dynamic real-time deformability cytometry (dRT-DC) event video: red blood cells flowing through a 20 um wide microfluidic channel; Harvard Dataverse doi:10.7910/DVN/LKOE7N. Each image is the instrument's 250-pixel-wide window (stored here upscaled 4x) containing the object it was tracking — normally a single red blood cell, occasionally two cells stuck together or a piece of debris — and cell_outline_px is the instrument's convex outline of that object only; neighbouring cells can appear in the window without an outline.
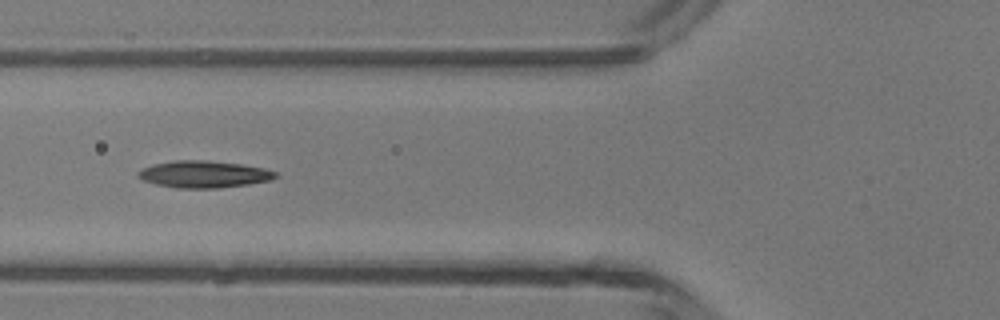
{"species": "common noctule bat (a hibernating species)", "species_latin": "Nyctalus noctula", "temperature_condition": "room temperature", "stored_images_in_passage": 35, "camera_frame_rate_fps": 3000, "um_per_image_px": 0.085, "animal": {"sex": "male", "body_mass_g": 13.3}, "frame": {"image": 1, "passage_image": 5, "time_ms": 1.333, "image_size_px": [1000, 320], "cell_outline_px": [[280, 176], [272, 180], [248, 184], [216, 188], [176, 188], [156, 184], [144, 180], [136, 176], [136, 172], [140, 168], [152, 164], [176, 160], [208, 160], [240, 164], [264, 168], [276, 172]], "centroid_in_image_um": [17.31, 14.8], "position_along_channel_um": 108.5, "area_um2": 21.73}}
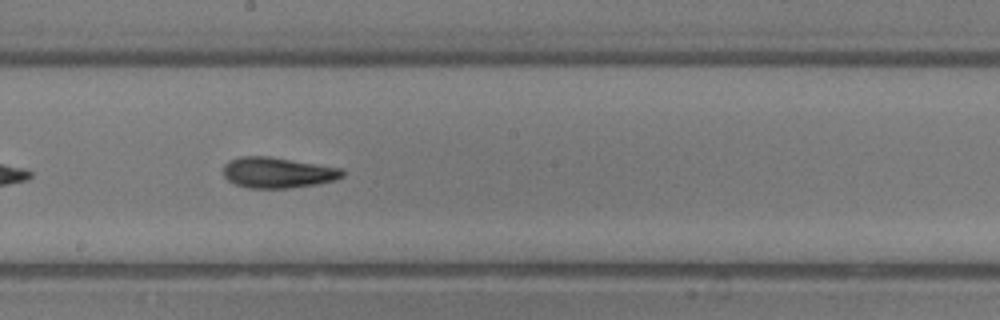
{"frame": {"image": 2, "passage_image": 13, "time_ms": 4.0, "image_size_px": [1000, 320], "cell_outline_px": [[344, 176], [336, 180], [316, 184], [288, 188], [248, 188], [236, 184], [228, 180], [224, 176], [224, 164], [228, 160], [240, 156], [268, 156], [344, 168]], "centroid_in_image_um": [23.62, 14.66], "position_along_channel_um": 224.6, "area_um2": 21.44}}
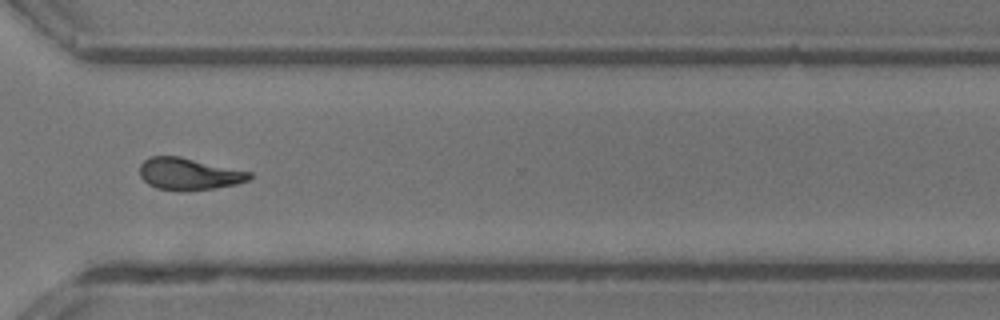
{"frame": {"image": 3, "passage_image": 22, "time_ms": 7.0, "image_size_px": [1000, 320], "cell_outline_px": [[252, 176], [248, 180], [236, 184], [212, 188], [156, 188], [148, 184], [140, 176], [140, 164], [148, 156], [180, 156], [252, 172]], "centroid_in_image_um": [16.05, 14.73], "position_along_channel_um": 354.6, "area_um2": 19.77}, "authors_computed_cell_mechanics": {"area_um2": 20.5768, "velocity_mm_per_s": 4.3544, "shape_relaxation_time_tau1_ms": 3.1654, "shape_relaxation_time_tau2_ms": 2.9711, "deformation_change_tau1": 0.1517, "deformation_change_tau2": 0.1123}}